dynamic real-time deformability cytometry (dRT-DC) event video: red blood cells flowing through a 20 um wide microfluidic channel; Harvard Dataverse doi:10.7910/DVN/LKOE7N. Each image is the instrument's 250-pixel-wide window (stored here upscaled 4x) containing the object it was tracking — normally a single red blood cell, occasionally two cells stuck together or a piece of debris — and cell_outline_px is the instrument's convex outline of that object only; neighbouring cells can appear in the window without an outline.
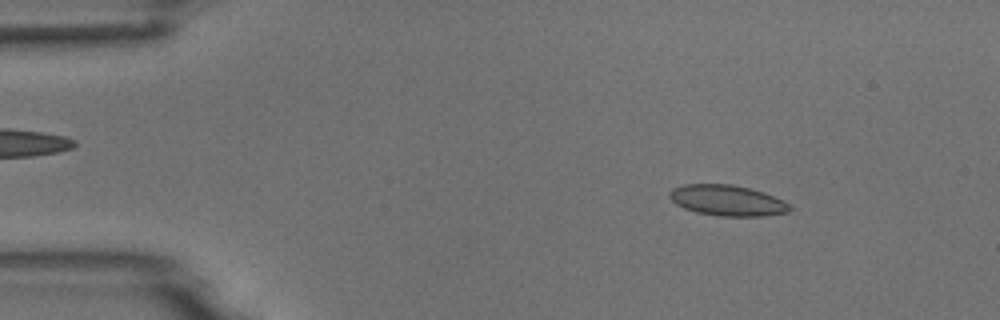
{"species": "common noctule bat (a hibernating species)", "species_latin": "Nyctalus noctula", "temperature_condition": "room temperature", "stored_images_in_passage": 4, "camera_frame_rate_fps": 3000, "um_per_image_px": 0.085, "animal": {"sex": "male", "body_mass_g": 18.8}, "frame": {"image": 1, "passage_image": 2, "time_ms": 1.0, "image_size_px": [1000, 320], "cell_outline_px": [[792, 208], [788, 212], [764, 216], [720, 216], [696, 212], [684, 208], [676, 204], [668, 196], [668, 192], [672, 188], [684, 184], [732, 184], [764, 192], [784, 200]], "centroid_in_image_um": [61.81, 17.03], "position_along_channel_um": 23.2, "area_um2": 21.62}}